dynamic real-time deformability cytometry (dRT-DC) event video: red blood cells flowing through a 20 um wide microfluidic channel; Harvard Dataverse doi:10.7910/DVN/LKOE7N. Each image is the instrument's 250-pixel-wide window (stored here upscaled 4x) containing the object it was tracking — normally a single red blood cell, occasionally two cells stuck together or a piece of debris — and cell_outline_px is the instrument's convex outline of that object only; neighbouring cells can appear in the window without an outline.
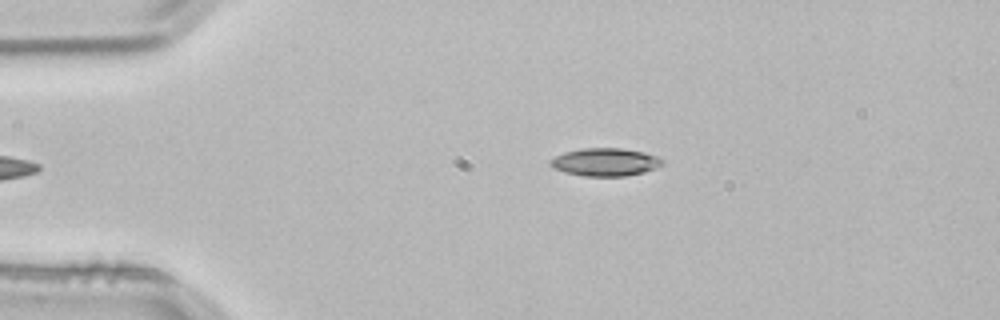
{"species": "common noctule bat (a hibernating species)", "species_latin": "Nyctalus noctula", "temperature_condition": "room temperature", "stored_images_in_passage": 3, "camera_frame_rate_fps": 3000, "um_per_image_px": 0.085, "animal": {"sex": "male", "body_mass_g": 21.5, "forearm_length_mm": 52.0}, "frame": {"image": 1, "passage_image": 3, "time_ms": 0.667, "image_size_px": [1000, 320], "cell_outline_px": [[664, 164], [656, 168], [644, 172], [628, 176], [584, 176], [564, 172], [548, 164], [548, 160], [564, 152], [584, 148], [620, 148], [644, 152], [656, 156], [664, 160]], "centroid_in_image_um": [51.46, 13.78], "position_along_channel_um": 33.5, "area_um2": 18.26}}